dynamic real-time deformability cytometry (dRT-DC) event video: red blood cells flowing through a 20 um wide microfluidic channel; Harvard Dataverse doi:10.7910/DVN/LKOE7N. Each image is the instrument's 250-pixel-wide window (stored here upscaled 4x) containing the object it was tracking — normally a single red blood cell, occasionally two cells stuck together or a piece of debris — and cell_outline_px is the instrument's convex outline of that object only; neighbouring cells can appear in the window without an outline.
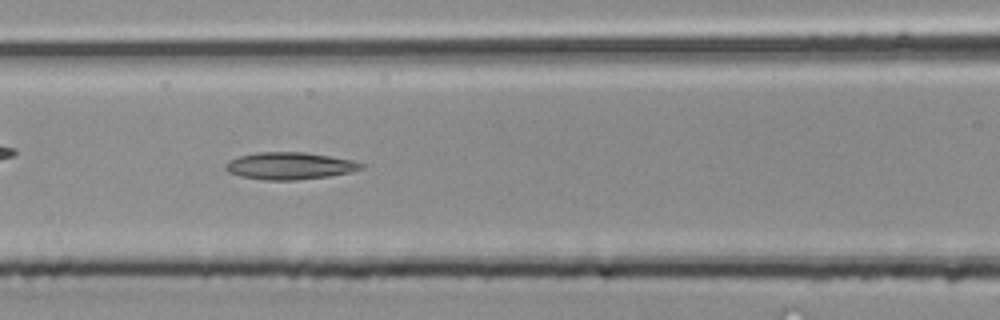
{"species": "common noctule bat (a hibernating species)", "species_latin": "Nyctalus noctula", "temperature_condition": "room temperature", "stored_images_in_passage": 42, "camera_frame_rate_fps": 3000, "um_per_image_px": 0.085, "animal": {"sex": "male", "body_mass_g": 20.4}, "frame": {"image": 1, "passage_image": 18, "time_ms": 5.667, "image_size_px": [1000, 320], "cell_outline_px": [[364, 168], [352, 172], [328, 176], [296, 180], [264, 180], [240, 176], [228, 172], [224, 168], [224, 164], [228, 160], [240, 156], [256, 152], [304, 152], [352, 160], [364, 164]], "centroid_in_image_um": [24.59, 14.1], "position_along_channel_um": 142.0, "area_um2": 21.5}}
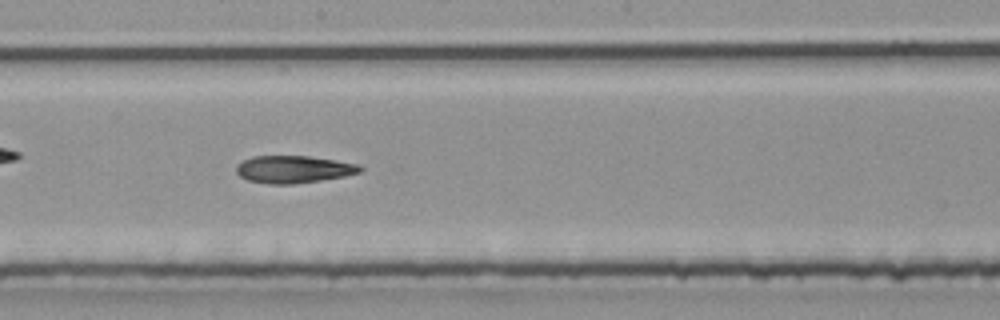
{"frame": {"image": 2, "passage_image": 23, "time_ms": 7.333, "image_size_px": [1000, 320], "cell_outline_px": [[364, 168], [360, 172], [344, 176], [296, 184], [268, 184], [248, 180], [240, 176], [236, 172], [236, 164], [252, 156], [308, 156], [360, 164]], "centroid_in_image_um": [24.95, 14.39], "position_along_channel_um": 223.3, "area_um2": 19.77}}
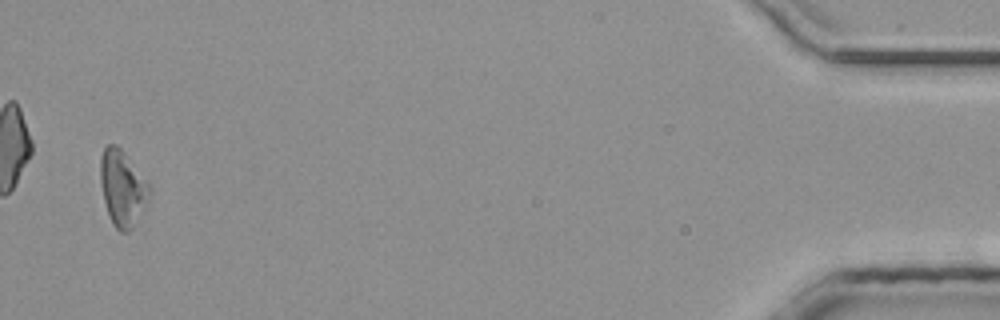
{"frame": {"image": 3, "passage_image": 41, "time_ms": 13.333, "image_size_px": [1000, 320], "cell_outline_px": [[152, 192], [144, 208], [132, 228], [128, 232], [120, 232], [112, 224], [104, 200], [100, 184], [100, 156], [104, 148], [108, 144], [116, 144], [124, 152], [152, 184]], "centroid_in_image_um": [10.44, 15.96], "position_along_channel_um": 424.8, "area_um2": 22.02}}